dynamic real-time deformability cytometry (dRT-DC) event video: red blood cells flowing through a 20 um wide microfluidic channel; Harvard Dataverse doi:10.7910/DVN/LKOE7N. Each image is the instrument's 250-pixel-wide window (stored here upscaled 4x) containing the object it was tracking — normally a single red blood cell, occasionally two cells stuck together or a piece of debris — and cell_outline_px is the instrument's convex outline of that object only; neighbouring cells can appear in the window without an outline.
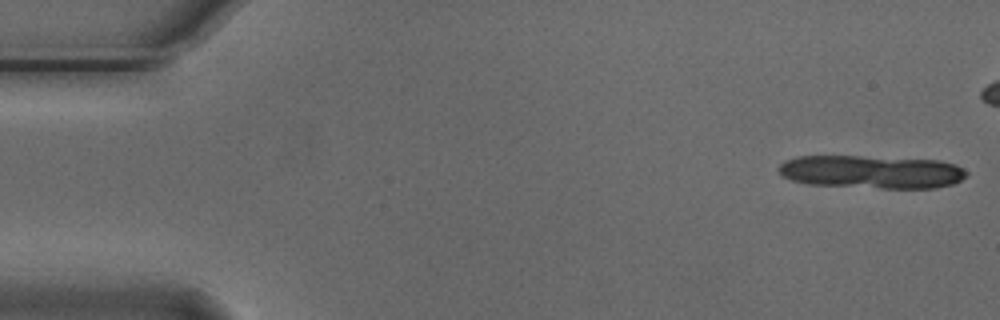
{"species": "Egyptian fruit bat (a non-hibernating species)", "species_latin": "Rousettus aegyptiacus", "temperature_condition": "cold", "stored_images_in_passage": 11, "camera_frame_rate_fps": 3000, "um_per_image_px": 0.085, "animal": {"sex": "male"}, "frame": {"image": 1, "passage_image": 1, "time_ms": 0.0, "image_size_px": [1000, 320], "cell_outline_px": [[968, 172], [960, 180], [952, 184], [936, 188], [880, 188], [808, 184], [792, 180], [780, 176], [776, 168], [784, 160], [796, 156], [860, 156], [940, 160], [956, 164], [964, 168]], "centroid_in_image_um": [74.04, 14.6], "position_along_channel_um": 11.0, "area_um2": 36.59}}